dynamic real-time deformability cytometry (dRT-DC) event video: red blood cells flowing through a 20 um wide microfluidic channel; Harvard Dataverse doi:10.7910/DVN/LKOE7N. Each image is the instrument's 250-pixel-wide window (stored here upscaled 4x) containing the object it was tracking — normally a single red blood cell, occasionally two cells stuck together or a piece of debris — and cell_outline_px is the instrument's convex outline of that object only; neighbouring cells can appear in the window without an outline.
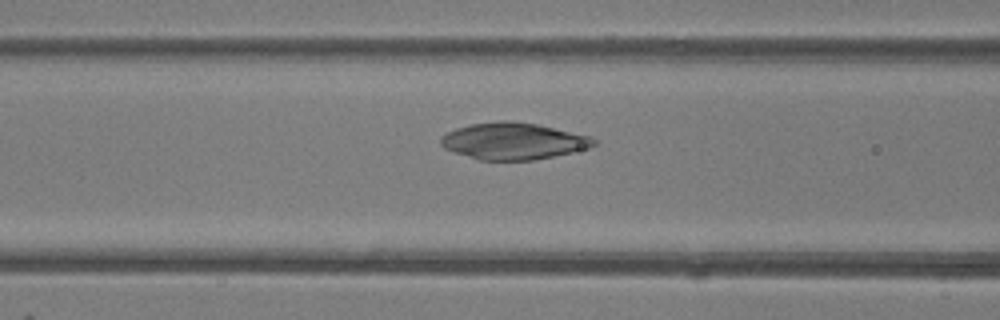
{"species": "common noctule bat (a hibernating species)", "species_latin": "Nyctalus noctula", "temperature_condition": "room temperature", "stored_images_in_passage": 30, "camera_frame_rate_fps": 3000, "um_per_image_px": 0.085, "animal": {"sex": "female"}, "frame": {"image": 1, "passage_image": 7, "time_ms": 2.0, "image_size_px": [1000, 320], "cell_outline_px": [[596, 144], [588, 148], [572, 152], [532, 160], [480, 160], [452, 152], [444, 148], [440, 144], [440, 136], [456, 128], [472, 124], [500, 120], [504, 120], [536, 124], [588, 136], [596, 140]], "centroid_in_image_um": [43.57, 12.0], "position_along_channel_um": 123.0, "area_um2": 32.43}}
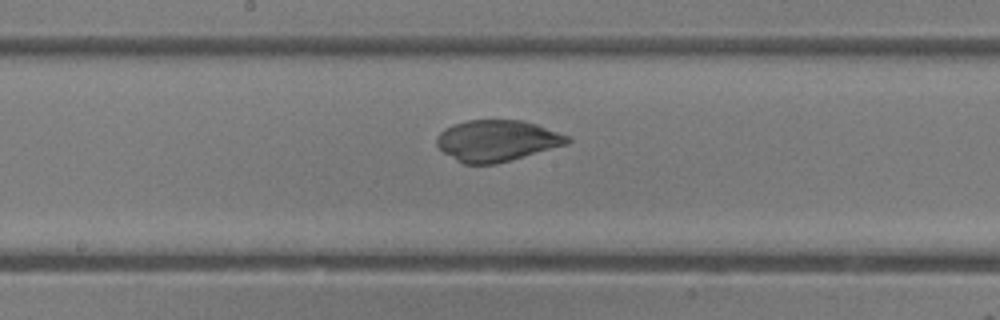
{"frame": {"image": 2, "passage_image": 13, "time_ms": 4.0, "image_size_px": [1000, 320], "cell_outline_px": [[572, 140], [568, 144], [496, 164], [464, 164], [456, 160], [444, 152], [436, 144], [436, 136], [444, 128], [452, 124], [468, 120], [524, 120], [536, 124], [568, 136]], "centroid_in_image_um": [42.22, 11.95], "position_along_channel_um": 206.0, "area_um2": 31.39}}
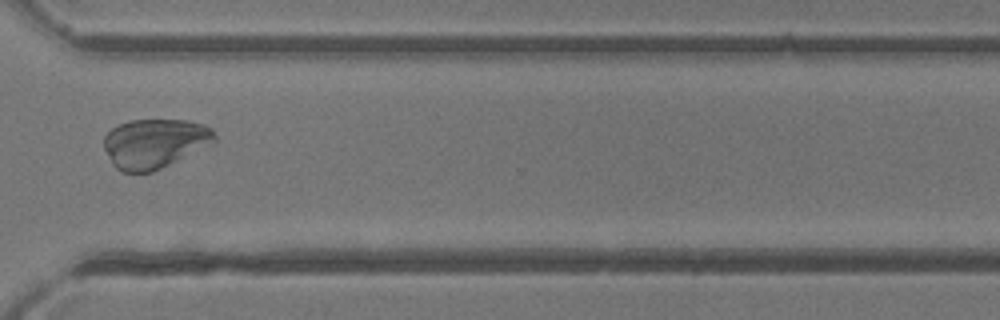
{"frame": {"image": 3, "passage_image": 24, "time_ms": 7.667, "image_size_px": [1000, 320], "cell_outline_px": [[216, 140], [212, 144], [152, 172], [124, 172], [116, 168], [112, 164], [104, 148], [104, 136], [112, 128], [128, 120], [188, 120], [204, 124], [212, 128], [216, 136]], "centroid_in_image_um": [13.15, 12.17], "position_along_channel_um": 357.4, "area_um2": 31.85}}